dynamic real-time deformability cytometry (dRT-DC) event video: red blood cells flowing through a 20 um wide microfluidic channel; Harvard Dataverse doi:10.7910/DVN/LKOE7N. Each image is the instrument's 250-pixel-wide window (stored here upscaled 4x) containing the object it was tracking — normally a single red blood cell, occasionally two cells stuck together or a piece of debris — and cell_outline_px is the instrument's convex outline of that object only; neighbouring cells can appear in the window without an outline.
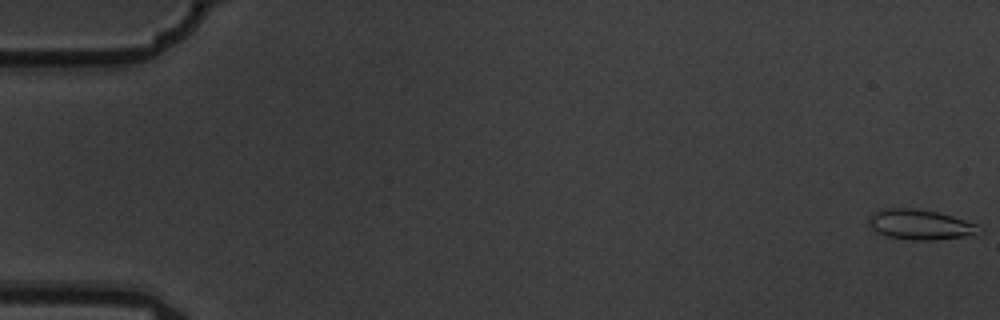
{"species": "common noctule bat (a hibernating species)", "species_latin": "Nyctalus noctula", "temperature_condition": "warm", "stored_images_in_passage": 5, "camera_frame_rate_fps": 3000, "um_per_image_px": 0.085, "animal": {"sex": "male", "body_mass_g": 19.5, "forearm_length_mm": 54.6}, "frame": {"image": 1, "passage_image": 1, "time_ms": 0.0, "image_size_px": [1000, 320], "cell_outline_px": [[984, 232], [964, 236], [936, 240], [908, 240], [888, 236], [876, 232], [868, 224], [868, 220], [880, 208], [916, 208], [936, 212], [952, 216], [980, 224], [984, 228]], "centroid_in_image_um": [78.28, 19.09], "position_along_channel_um": 6.7, "area_um2": 19.59}}